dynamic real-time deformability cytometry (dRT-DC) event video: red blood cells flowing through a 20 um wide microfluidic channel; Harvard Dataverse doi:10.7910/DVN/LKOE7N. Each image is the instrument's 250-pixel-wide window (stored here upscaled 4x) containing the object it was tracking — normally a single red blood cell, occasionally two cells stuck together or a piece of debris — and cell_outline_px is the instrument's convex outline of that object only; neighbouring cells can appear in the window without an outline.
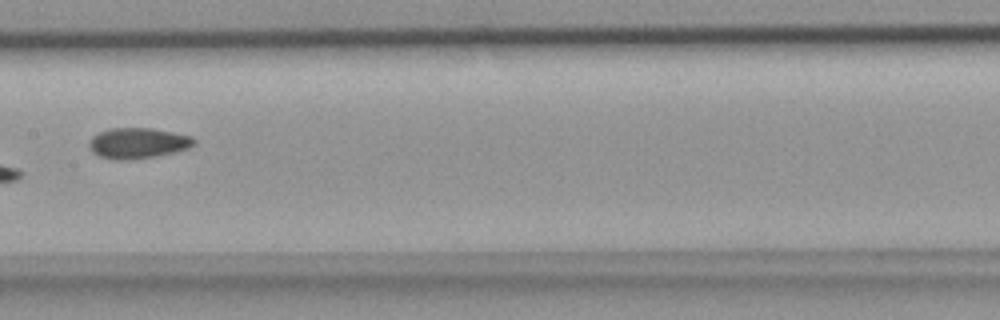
{"species": "common noctule bat (a hibernating species)", "species_latin": "Nyctalus noctula", "temperature_condition": "room temperature", "stored_images_in_passage": 7, "camera_frame_rate_fps": 3000, "um_per_image_px": 0.085, "animal": {"sex": "female", "body_mass_g": 18.4}, "frame": {"image": 1, "passage_image": 7, "time_ms": 2.0, "image_size_px": [1000, 320], "cell_outline_px": [[196, 144], [188, 148], [172, 152], [152, 156], [124, 160], [116, 160], [100, 156], [92, 152], [88, 144], [92, 136], [108, 128], [152, 128], [192, 136], [196, 140]], "centroid_in_image_um": [11.7, 12.15], "position_along_channel_um": 195.7, "area_um2": 18.55}}